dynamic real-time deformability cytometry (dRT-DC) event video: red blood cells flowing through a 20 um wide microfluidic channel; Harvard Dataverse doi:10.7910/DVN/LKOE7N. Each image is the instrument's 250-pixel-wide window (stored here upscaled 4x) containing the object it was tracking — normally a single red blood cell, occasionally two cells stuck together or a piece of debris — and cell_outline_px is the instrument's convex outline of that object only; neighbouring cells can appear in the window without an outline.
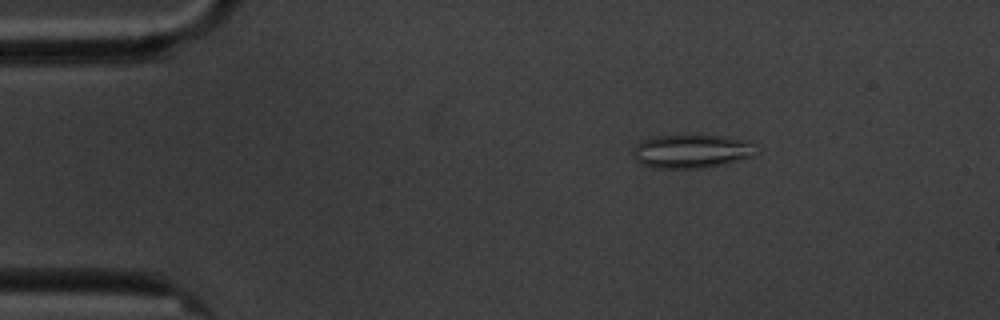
{"species": "common noctule bat (a hibernating species)", "species_latin": "Nyctalus noctula", "temperature_condition": "cold", "stored_images_in_passage": 5, "camera_frame_rate_fps": 3000, "um_per_image_px": 0.085, "animal": {"sex": "male", "body_mass_g": 20.1, "forearm_length_mm": 53.5}, "frame": {"image": 1, "passage_image": 3, "time_ms": 2.333, "image_size_px": [1000, 320], "cell_outline_px": [[752, 156], [724, 164], [704, 168], [652, 168], [636, 160], [632, 152], [636, 144], [644, 140], [656, 136], [724, 136], [744, 140], [752, 144]], "centroid_in_image_um": [58.72, 12.87], "position_along_channel_um": 26.3, "area_um2": 23.52}}